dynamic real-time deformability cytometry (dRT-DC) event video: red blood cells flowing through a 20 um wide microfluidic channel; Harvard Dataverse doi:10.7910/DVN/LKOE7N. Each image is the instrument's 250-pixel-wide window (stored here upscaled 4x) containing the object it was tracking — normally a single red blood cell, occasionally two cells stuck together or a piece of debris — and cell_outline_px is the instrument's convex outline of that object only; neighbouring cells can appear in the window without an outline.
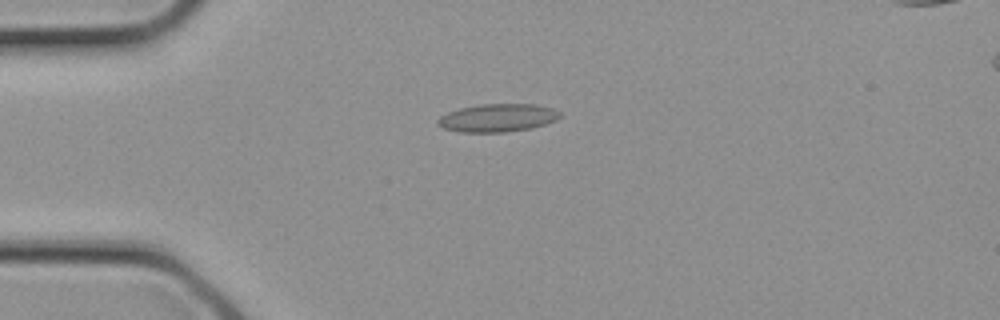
{"species": "common noctule bat (a hibernating species)", "species_latin": "Nyctalus noctula", "temperature_condition": "cold", "stored_images_in_passage": 12, "camera_frame_rate_fps": 3000, "um_per_image_px": 0.085, "animal": {"sex": "female", "body_mass_g": 21.9}, "frame": {"image": 1, "passage_image": 7, "time_ms": 2.0, "image_size_px": [1000, 320], "cell_outline_px": [[560, 116], [556, 120], [532, 128], [508, 132], [460, 132], [444, 128], [436, 124], [436, 120], [440, 116], [448, 112], [460, 108], [480, 104], [536, 104], [552, 108], [560, 112]], "centroid_in_image_um": [42.28, 10.02], "position_along_channel_um": 42.7, "area_um2": 20.0}}
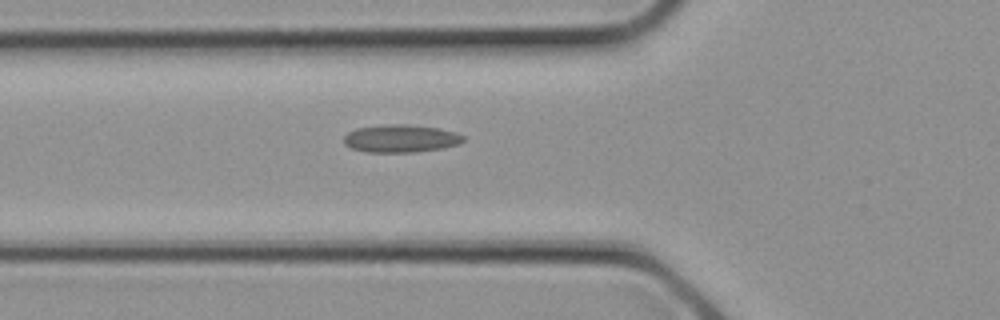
{"frame": {"image": 2, "passage_image": 10, "time_ms": 3.0, "image_size_px": [1000, 320], "cell_outline_px": [[464, 140], [460, 144], [444, 148], [416, 152], [364, 152], [352, 148], [344, 144], [344, 136], [348, 132], [356, 128], [384, 124], [404, 124], [440, 128], [456, 132], [464, 136]], "centroid_in_image_um": [34.08, 11.77], "position_along_channel_um": 91.7, "area_um2": 19.54}}
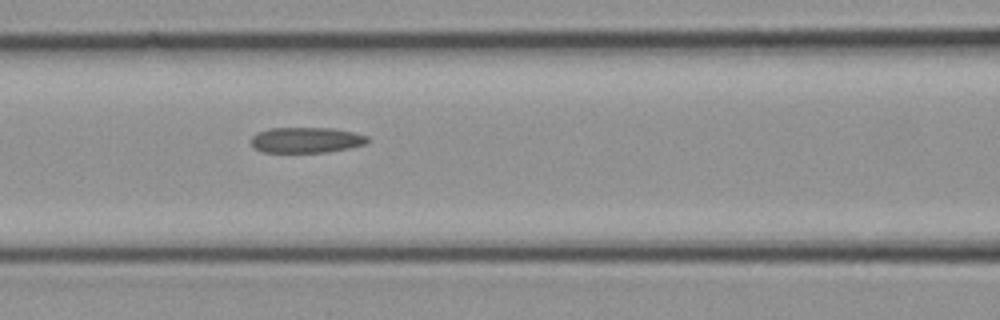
{"frame": {"image": 3, "passage_image": 12, "time_ms": 3.667, "image_size_px": [1000, 320], "cell_outline_px": [[372, 140], [368, 144], [328, 152], [264, 152], [252, 148], [252, 136], [256, 132], [268, 128], [332, 128], [352, 132], [368, 136]], "centroid_in_image_um": [26.05, 11.9], "position_along_channel_um": 140.6, "area_um2": 17.57}}